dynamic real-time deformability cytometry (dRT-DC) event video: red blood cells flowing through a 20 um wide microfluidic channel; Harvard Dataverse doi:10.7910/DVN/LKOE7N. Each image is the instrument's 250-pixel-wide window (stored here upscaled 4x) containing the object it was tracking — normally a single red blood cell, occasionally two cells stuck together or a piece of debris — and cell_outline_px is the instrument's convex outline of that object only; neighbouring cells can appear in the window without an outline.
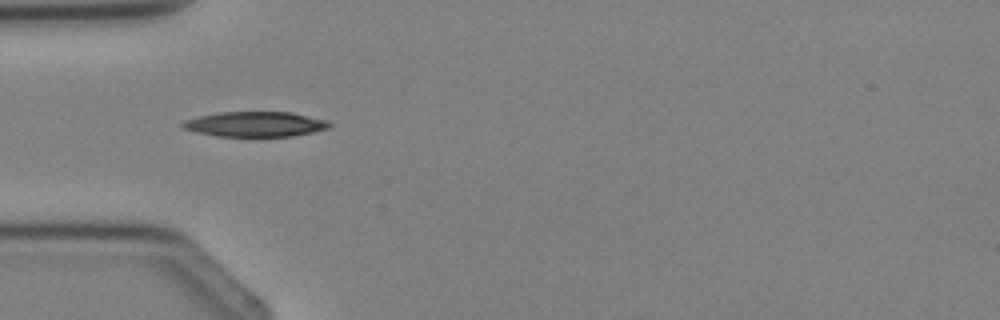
{"species": "Egyptian fruit bat (a non-hibernating species)", "species_latin": "Rousettus aegyptiacus", "temperature_condition": "cold", "stored_images_in_passage": 2, "camera_frame_rate_fps": 3000, "um_per_image_px": 0.085, "animal": {"sex": "female"}, "frame": {"image": 1, "passage_image": 2, "time_ms": 1.0, "image_size_px": [1000, 320], "cell_outline_px": [[332, 124], [328, 128], [312, 132], [292, 136], [216, 136], [196, 132], [180, 128], [180, 124], [184, 120], [200, 116], [220, 112], [292, 112], [328, 120]], "centroid_in_image_um": [21.68, 10.55], "position_along_channel_um": 63.3, "area_um2": 21.5}}